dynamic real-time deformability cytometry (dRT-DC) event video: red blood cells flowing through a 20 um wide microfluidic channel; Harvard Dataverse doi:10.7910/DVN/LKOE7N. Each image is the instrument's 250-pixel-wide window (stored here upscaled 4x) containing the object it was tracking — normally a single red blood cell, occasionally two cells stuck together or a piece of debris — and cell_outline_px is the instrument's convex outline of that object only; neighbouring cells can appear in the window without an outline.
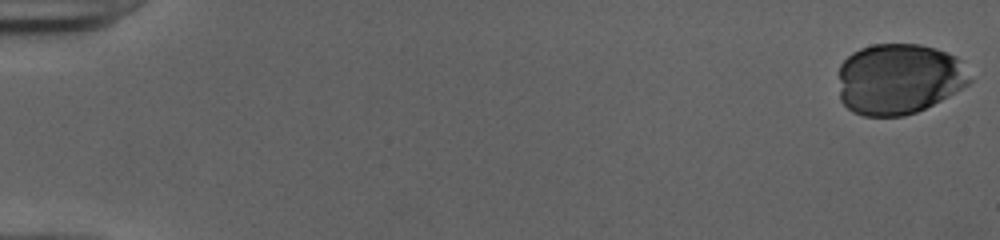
{"species": "human", "species_latin": "Homo sapiens", "temperature_condition": "cold", "stored_images_in_passage": 46, "camera_frame_rate_fps": 3000, "um_per_image_px": 0.085, "donor": {"sex": "female"}, "frame": {"image": 1, "passage_image": 1, "time_ms": 0.0, "image_size_px": [1000, 240], "cell_outline_px": [[972, 80], [968, 84], [948, 96], [916, 112], [904, 116], [864, 116], [852, 112], [840, 100], [840, 64], [852, 52], [860, 48], [872, 44], [920, 44], [936, 48], [948, 52], [956, 56], [960, 60]], "centroid_in_image_um": [76.39, 6.7], "position_along_channel_um": 8.6, "area_um2": 54.22}}
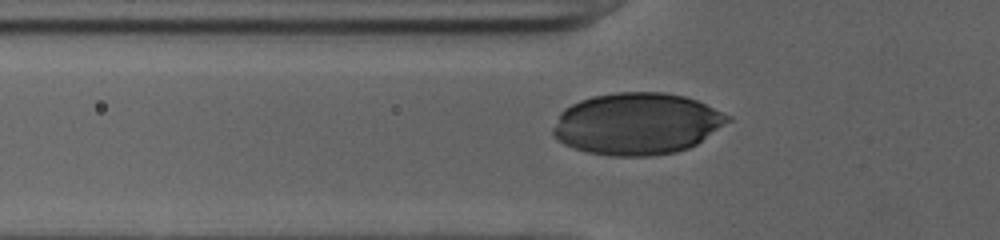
{"frame": {"image": 2, "passage_image": 19, "time_ms": 6.0, "image_size_px": [1000, 240], "cell_outline_px": [[732, 120], [696, 144], [688, 148], [676, 152], [648, 156], [612, 156], [588, 152], [564, 144], [552, 136], [552, 128], [560, 112], [564, 108], [580, 100], [592, 96], [616, 92], [664, 92], [684, 96], [696, 100], [732, 116]], "centroid_in_image_um": [54.13, 10.51], "position_along_channel_um": 71.7, "area_um2": 63.0}}
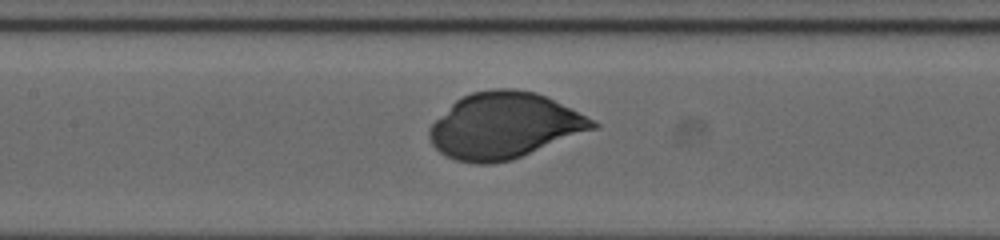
{"frame": {"image": 3, "passage_image": 26, "time_ms": 8.333, "image_size_px": [1000, 240], "cell_outline_px": [[600, 128], [512, 160], [492, 164], [476, 164], [456, 160], [440, 152], [432, 144], [428, 136], [428, 128], [456, 100], [472, 92], [492, 88], [516, 88], [536, 92], [600, 124]], "centroid_in_image_um": [42.87, 10.7], "position_along_channel_um": 164.5, "area_um2": 62.6}}